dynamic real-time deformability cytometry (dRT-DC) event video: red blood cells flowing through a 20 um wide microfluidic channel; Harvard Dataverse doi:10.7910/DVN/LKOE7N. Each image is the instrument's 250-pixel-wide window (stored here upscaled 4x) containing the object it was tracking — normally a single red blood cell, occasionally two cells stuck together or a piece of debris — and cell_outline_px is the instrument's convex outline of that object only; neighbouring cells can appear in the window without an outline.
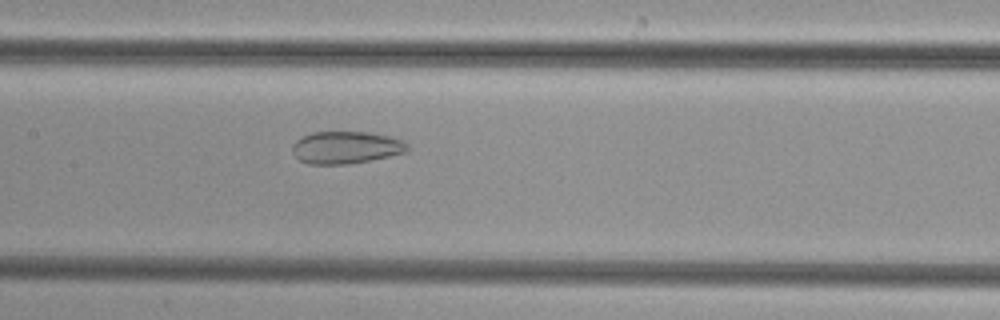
{"species": "common noctule bat (a hibernating species)", "species_latin": "Nyctalus noctula", "temperature_condition": "cold", "stored_images_in_passage": 26, "camera_frame_rate_fps": 3000, "um_per_image_px": 0.085, "animal": {"sex": "female", "body_mass_g": 29.2, "forearm_length_mm": 56.3}, "frame": {"image": 1, "passage_image": 9, "time_ms": 2.667, "image_size_px": [1000, 320], "cell_outline_px": [[408, 152], [348, 164], [308, 164], [300, 160], [292, 152], [292, 144], [296, 140], [312, 132], [364, 132], [388, 136], [404, 140], [408, 144]], "centroid_in_image_um": [29.4, 12.53], "position_along_channel_um": 178.0, "area_um2": 21.56}}
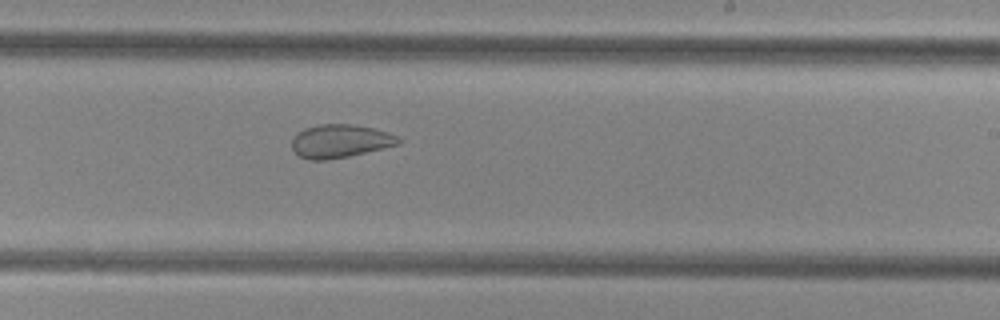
{"frame": {"image": 2, "passage_image": 15, "time_ms": 4.667, "image_size_px": [1000, 320], "cell_outline_px": [[400, 144], [348, 156], [328, 160], [312, 160], [300, 156], [292, 148], [292, 140], [304, 128], [316, 124], [352, 124], [372, 128], [388, 132], [400, 136]], "centroid_in_image_um": [28.93, 11.98], "position_along_channel_um": 260.1, "area_um2": 20.52}}
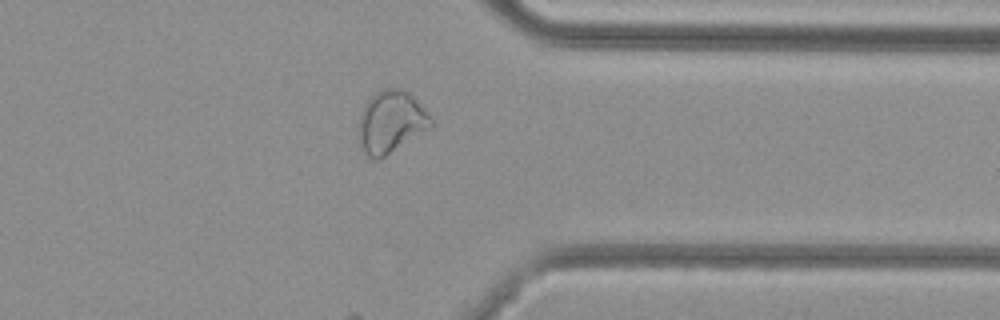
{"frame": {"image": 3, "passage_image": 24, "time_ms": 7.667, "image_size_px": [1000, 320], "cell_outline_px": [[432, 124], [428, 128], [380, 160], [376, 160], [368, 156], [364, 152], [360, 144], [360, 116], [364, 104], [376, 92], [384, 88], [400, 88], [408, 92], [428, 112], [432, 120]], "centroid_in_image_um": [33.22, 10.36], "position_along_channel_um": 378.2, "area_um2": 25.72}}